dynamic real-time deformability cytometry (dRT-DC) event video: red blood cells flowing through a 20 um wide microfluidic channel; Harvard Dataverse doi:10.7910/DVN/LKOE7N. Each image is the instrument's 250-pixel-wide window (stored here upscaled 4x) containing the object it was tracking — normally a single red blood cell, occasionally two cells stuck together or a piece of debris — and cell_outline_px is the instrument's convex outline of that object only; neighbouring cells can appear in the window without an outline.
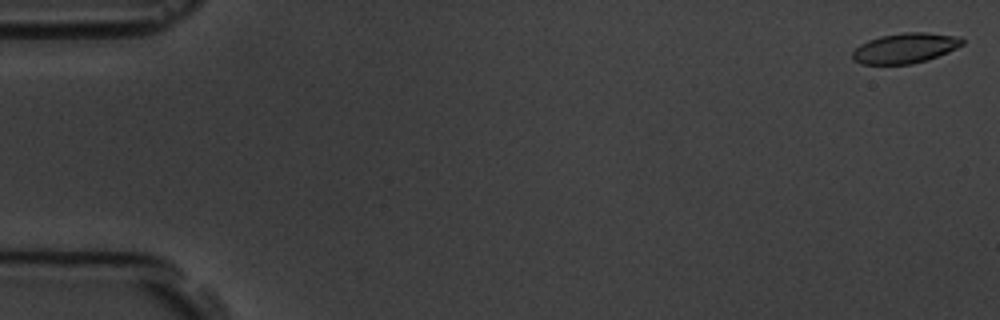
{"species": "common noctule bat (a hibernating species)", "species_latin": "Nyctalus noctula", "temperature_condition": "room temperature", "stored_images_in_passage": 10, "camera_frame_rate_fps": 3000, "um_per_image_px": 0.085, "animal": {"sex": "male", "body_mass_g": 19.5, "forearm_length_mm": 54.6}, "frame": {"image": 1, "passage_image": 1, "time_ms": 0.0, "image_size_px": [1000, 320], "cell_outline_px": [[964, 44], [948, 52], [928, 60], [912, 64], [860, 64], [852, 60], [852, 52], [860, 44], [868, 40], [880, 36], [904, 32], [924, 32], [960, 36], [964, 40]], "centroid_in_image_um": [76.94, 4.09], "position_along_channel_um": 8.1, "area_um2": 19.48}}
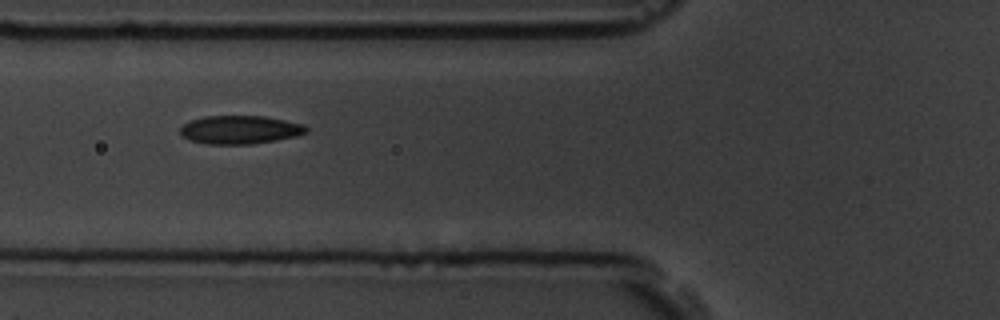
{"frame": {"image": 2, "passage_image": 7, "time_ms": 6.667, "image_size_px": [1000, 320], "cell_outline_px": [[308, 132], [296, 136], [276, 140], [252, 144], [208, 144], [192, 140], [180, 136], [180, 128], [184, 124], [192, 120], [204, 116], [264, 116], [304, 124], [308, 128]], "centroid_in_image_um": [20.41, 11.03], "position_along_channel_um": 105.4, "area_um2": 20.81}}
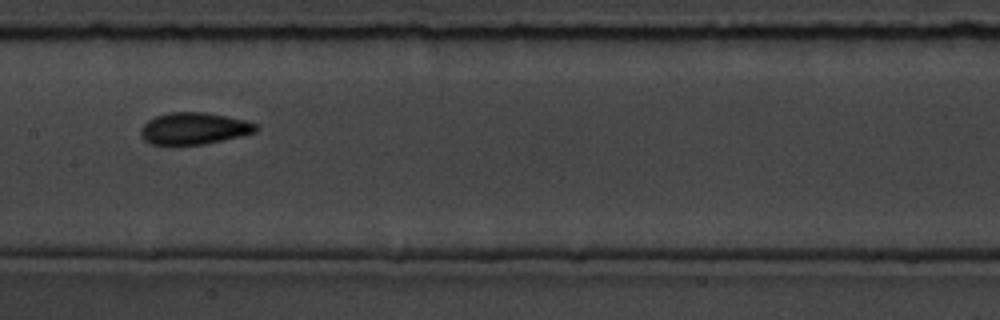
{"frame": {"image": 3, "passage_image": 9, "time_ms": 9.0, "image_size_px": [1000, 320], "cell_outline_px": [[260, 128], [256, 132], [240, 136], [204, 144], [152, 144], [144, 140], [140, 136], [140, 128], [148, 120], [156, 116], [168, 112], [204, 112], [244, 120], [256, 124]], "centroid_in_image_um": [16.47, 10.91], "position_along_channel_um": 190.9, "area_um2": 21.21}}